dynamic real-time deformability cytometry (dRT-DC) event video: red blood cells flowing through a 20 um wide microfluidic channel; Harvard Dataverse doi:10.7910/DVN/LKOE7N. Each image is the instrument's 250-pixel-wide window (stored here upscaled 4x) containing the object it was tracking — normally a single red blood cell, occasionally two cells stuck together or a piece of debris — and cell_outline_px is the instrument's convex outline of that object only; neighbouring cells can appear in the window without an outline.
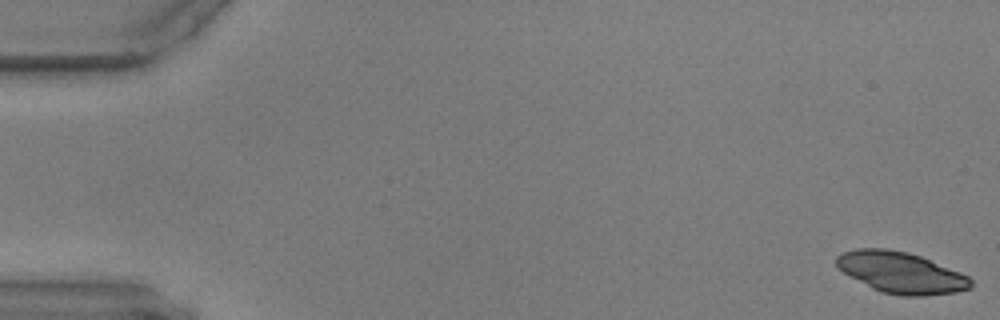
{"species": "common noctule bat (a hibernating species)", "species_latin": "Nyctalus noctula", "temperature_condition": "warm", "stored_images_in_passage": 17, "camera_frame_rate_fps": 3000, "um_per_image_px": 0.085, "animal": {"sex": "male", "body_mass_g": 17.9, "forearm_length_mm": 54.2}, "frame": {"image": 1, "passage_image": 1, "time_ms": 0.0, "image_size_px": [1000, 320], "cell_outline_px": [[972, 288], [956, 292], [924, 296], [900, 296], [880, 292], [872, 288], [836, 268], [836, 256], [844, 252], [856, 248], [888, 248], [908, 252], [920, 256], [960, 272], [968, 276], [972, 280]], "centroid_in_image_um": [76.58, 23.17], "position_along_channel_um": 8.4, "area_um2": 32.37}}